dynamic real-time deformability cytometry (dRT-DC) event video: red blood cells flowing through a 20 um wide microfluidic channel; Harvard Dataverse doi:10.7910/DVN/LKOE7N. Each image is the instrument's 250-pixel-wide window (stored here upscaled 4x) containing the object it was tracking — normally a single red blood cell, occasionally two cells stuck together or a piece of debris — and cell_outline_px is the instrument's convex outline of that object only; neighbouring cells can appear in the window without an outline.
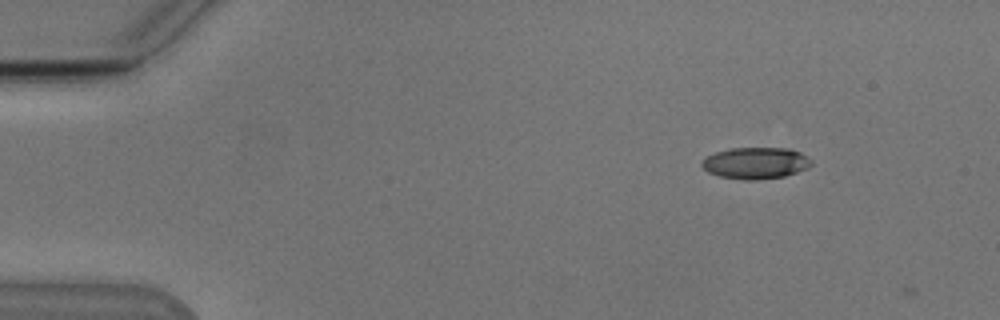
{"species": "Egyptian fruit bat (a non-hibernating species)", "species_latin": "Rousettus aegyptiacus", "temperature_condition": "cold", "stored_images_in_passage": 5, "camera_frame_rate_fps": 3000, "um_per_image_px": 0.085, "animal": {"sex": "male"}, "frame": {"image": 1, "passage_image": 3, "time_ms": 0.667, "image_size_px": [1000, 320], "cell_outline_px": [[812, 164], [808, 168], [784, 176], [756, 180], [744, 180], [720, 176], [708, 172], [700, 164], [700, 160], [704, 156], [728, 148], [788, 148], [800, 152], [808, 156], [812, 160]], "centroid_in_image_um": [64.21, 13.85], "position_along_channel_um": 20.8, "area_um2": 20.35}}